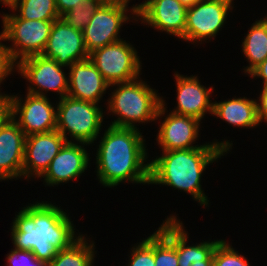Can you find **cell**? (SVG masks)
I'll list each match as a JSON object with an SVG mask.
<instances>
[{
	"instance_id": "6da1fadb",
	"label": "cell",
	"mask_w": 267,
	"mask_h": 266,
	"mask_svg": "<svg viewBox=\"0 0 267 266\" xmlns=\"http://www.w3.org/2000/svg\"><path fill=\"white\" fill-rule=\"evenodd\" d=\"M11 230L15 249L31 251L37 260L46 263L80 238L75 236L67 213L44 201L23 207L13 220Z\"/></svg>"
},
{
	"instance_id": "7a4b0ae2",
	"label": "cell",
	"mask_w": 267,
	"mask_h": 266,
	"mask_svg": "<svg viewBox=\"0 0 267 266\" xmlns=\"http://www.w3.org/2000/svg\"><path fill=\"white\" fill-rule=\"evenodd\" d=\"M99 143L96 167L102 185L114 187L125 181L149 184L145 140L137 128L110 125Z\"/></svg>"
},
{
	"instance_id": "3957f363",
	"label": "cell",
	"mask_w": 267,
	"mask_h": 266,
	"mask_svg": "<svg viewBox=\"0 0 267 266\" xmlns=\"http://www.w3.org/2000/svg\"><path fill=\"white\" fill-rule=\"evenodd\" d=\"M227 141L203 144L185 150L163 151L162 156L149 162V184H162L191 194L200 205L208 206L201 188V175L206 167L230 151Z\"/></svg>"
},
{
	"instance_id": "277c9868",
	"label": "cell",
	"mask_w": 267,
	"mask_h": 266,
	"mask_svg": "<svg viewBox=\"0 0 267 266\" xmlns=\"http://www.w3.org/2000/svg\"><path fill=\"white\" fill-rule=\"evenodd\" d=\"M117 85L108 101V112L117 115L110 124L115 127L137 128L135 123L155 121L165 115V102L145 81L133 80Z\"/></svg>"
},
{
	"instance_id": "5b68a950",
	"label": "cell",
	"mask_w": 267,
	"mask_h": 266,
	"mask_svg": "<svg viewBox=\"0 0 267 266\" xmlns=\"http://www.w3.org/2000/svg\"><path fill=\"white\" fill-rule=\"evenodd\" d=\"M56 116V130L60 132L67 142V133L71 138L88 145L94 143L101 130L103 110L98 104L73 99L65 96L59 99ZM67 132V133H66Z\"/></svg>"
},
{
	"instance_id": "8992f818",
	"label": "cell",
	"mask_w": 267,
	"mask_h": 266,
	"mask_svg": "<svg viewBox=\"0 0 267 266\" xmlns=\"http://www.w3.org/2000/svg\"><path fill=\"white\" fill-rule=\"evenodd\" d=\"M2 22L1 36L4 41L13 42L12 47H7L13 59L18 62L43 53L54 21L26 20L7 13L2 15Z\"/></svg>"
},
{
	"instance_id": "52a82bcc",
	"label": "cell",
	"mask_w": 267,
	"mask_h": 266,
	"mask_svg": "<svg viewBox=\"0 0 267 266\" xmlns=\"http://www.w3.org/2000/svg\"><path fill=\"white\" fill-rule=\"evenodd\" d=\"M89 59L111 87L139 79L142 66L139 56L131 43L123 39L94 50Z\"/></svg>"
},
{
	"instance_id": "ba28073f",
	"label": "cell",
	"mask_w": 267,
	"mask_h": 266,
	"mask_svg": "<svg viewBox=\"0 0 267 266\" xmlns=\"http://www.w3.org/2000/svg\"><path fill=\"white\" fill-rule=\"evenodd\" d=\"M62 67L65 66L41 54L18 61L16 69L31 84L27 87V93L46 96V91H55L60 94L59 99H62L68 94V79L65 76L67 74L63 72Z\"/></svg>"
},
{
	"instance_id": "9c48e42d",
	"label": "cell",
	"mask_w": 267,
	"mask_h": 266,
	"mask_svg": "<svg viewBox=\"0 0 267 266\" xmlns=\"http://www.w3.org/2000/svg\"><path fill=\"white\" fill-rule=\"evenodd\" d=\"M233 0H200L187 9L184 40L196 43L214 38L224 26Z\"/></svg>"
},
{
	"instance_id": "30bf717a",
	"label": "cell",
	"mask_w": 267,
	"mask_h": 266,
	"mask_svg": "<svg viewBox=\"0 0 267 266\" xmlns=\"http://www.w3.org/2000/svg\"><path fill=\"white\" fill-rule=\"evenodd\" d=\"M128 4L102 3L84 28L83 38L88 54L121 40L120 29L130 20ZM119 37V38H118Z\"/></svg>"
},
{
	"instance_id": "8fae6325",
	"label": "cell",
	"mask_w": 267,
	"mask_h": 266,
	"mask_svg": "<svg viewBox=\"0 0 267 266\" xmlns=\"http://www.w3.org/2000/svg\"><path fill=\"white\" fill-rule=\"evenodd\" d=\"M21 100L22 98L11 95L12 119L26 136L56 129L57 109L49 98L27 93L25 99Z\"/></svg>"
},
{
	"instance_id": "7c38bea8",
	"label": "cell",
	"mask_w": 267,
	"mask_h": 266,
	"mask_svg": "<svg viewBox=\"0 0 267 266\" xmlns=\"http://www.w3.org/2000/svg\"><path fill=\"white\" fill-rule=\"evenodd\" d=\"M187 9L179 0H147L133 5L130 12L141 23H147L153 29L157 28L183 40Z\"/></svg>"
},
{
	"instance_id": "4fadbf2b",
	"label": "cell",
	"mask_w": 267,
	"mask_h": 266,
	"mask_svg": "<svg viewBox=\"0 0 267 266\" xmlns=\"http://www.w3.org/2000/svg\"><path fill=\"white\" fill-rule=\"evenodd\" d=\"M42 55L65 67L89 58L83 32L69 26L61 17L54 20Z\"/></svg>"
},
{
	"instance_id": "5bb4252c",
	"label": "cell",
	"mask_w": 267,
	"mask_h": 266,
	"mask_svg": "<svg viewBox=\"0 0 267 266\" xmlns=\"http://www.w3.org/2000/svg\"><path fill=\"white\" fill-rule=\"evenodd\" d=\"M66 142L56 129L26 136L22 177H41Z\"/></svg>"
},
{
	"instance_id": "9a60e30c",
	"label": "cell",
	"mask_w": 267,
	"mask_h": 266,
	"mask_svg": "<svg viewBox=\"0 0 267 266\" xmlns=\"http://www.w3.org/2000/svg\"><path fill=\"white\" fill-rule=\"evenodd\" d=\"M68 97L98 104L110 85L88 58L69 67Z\"/></svg>"
},
{
	"instance_id": "2e32d148",
	"label": "cell",
	"mask_w": 267,
	"mask_h": 266,
	"mask_svg": "<svg viewBox=\"0 0 267 266\" xmlns=\"http://www.w3.org/2000/svg\"><path fill=\"white\" fill-rule=\"evenodd\" d=\"M86 143L66 142L53 158L48 169L41 176L46 185L54 186L74 180L87 170L89 155L84 146Z\"/></svg>"
},
{
	"instance_id": "e0dca14e",
	"label": "cell",
	"mask_w": 267,
	"mask_h": 266,
	"mask_svg": "<svg viewBox=\"0 0 267 266\" xmlns=\"http://www.w3.org/2000/svg\"><path fill=\"white\" fill-rule=\"evenodd\" d=\"M177 87V107L171 112L185 115L189 117L202 120L205 113L209 114L213 112V103L210 100L211 91L213 87L209 89L201 85L198 76H184L174 74Z\"/></svg>"
},
{
	"instance_id": "ac0fdd59",
	"label": "cell",
	"mask_w": 267,
	"mask_h": 266,
	"mask_svg": "<svg viewBox=\"0 0 267 266\" xmlns=\"http://www.w3.org/2000/svg\"><path fill=\"white\" fill-rule=\"evenodd\" d=\"M200 122L196 118L171 112L161 123L156 141L162 151L202 147L192 144L199 137Z\"/></svg>"
},
{
	"instance_id": "d6986e66",
	"label": "cell",
	"mask_w": 267,
	"mask_h": 266,
	"mask_svg": "<svg viewBox=\"0 0 267 266\" xmlns=\"http://www.w3.org/2000/svg\"><path fill=\"white\" fill-rule=\"evenodd\" d=\"M25 138L24 131L12 118L0 129V180L22 176Z\"/></svg>"
},
{
	"instance_id": "ffe728a7",
	"label": "cell",
	"mask_w": 267,
	"mask_h": 266,
	"mask_svg": "<svg viewBox=\"0 0 267 266\" xmlns=\"http://www.w3.org/2000/svg\"><path fill=\"white\" fill-rule=\"evenodd\" d=\"M215 115L230 125L254 128L260 124L257 114V101L243 98H232L222 102H213Z\"/></svg>"
},
{
	"instance_id": "44dd1931",
	"label": "cell",
	"mask_w": 267,
	"mask_h": 266,
	"mask_svg": "<svg viewBox=\"0 0 267 266\" xmlns=\"http://www.w3.org/2000/svg\"><path fill=\"white\" fill-rule=\"evenodd\" d=\"M188 233L176 218V251L179 266H213V252L221 240L187 245Z\"/></svg>"
},
{
	"instance_id": "7402d4cb",
	"label": "cell",
	"mask_w": 267,
	"mask_h": 266,
	"mask_svg": "<svg viewBox=\"0 0 267 266\" xmlns=\"http://www.w3.org/2000/svg\"><path fill=\"white\" fill-rule=\"evenodd\" d=\"M169 217L154 232L155 266H179L176 251V216Z\"/></svg>"
},
{
	"instance_id": "603a6c76",
	"label": "cell",
	"mask_w": 267,
	"mask_h": 266,
	"mask_svg": "<svg viewBox=\"0 0 267 266\" xmlns=\"http://www.w3.org/2000/svg\"><path fill=\"white\" fill-rule=\"evenodd\" d=\"M242 52L249 61L244 72L249 74L267 59V17L255 21L242 42Z\"/></svg>"
},
{
	"instance_id": "cb8c5ba5",
	"label": "cell",
	"mask_w": 267,
	"mask_h": 266,
	"mask_svg": "<svg viewBox=\"0 0 267 266\" xmlns=\"http://www.w3.org/2000/svg\"><path fill=\"white\" fill-rule=\"evenodd\" d=\"M91 243L89 245L84 235H80L70 247L60 250L47 266H93L96 251Z\"/></svg>"
},
{
	"instance_id": "d4e9b609",
	"label": "cell",
	"mask_w": 267,
	"mask_h": 266,
	"mask_svg": "<svg viewBox=\"0 0 267 266\" xmlns=\"http://www.w3.org/2000/svg\"><path fill=\"white\" fill-rule=\"evenodd\" d=\"M11 10L26 20L54 21L60 18L55 0H18Z\"/></svg>"
},
{
	"instance_id": "484cf974",
	"label": "cell",
	"mask_w": 267,
	"mask_h": 266,
	"mask_svg": "<svg viewBox=\"0 0 267 266\" xmlns=\"http://www.w3.org/2000/svg\"><path fill=\"white\" fill-rule=\"evenodd\" d=\"M101 4L100 0H83L78 6L63 14L61 18L69 26L83 32Z\"/></svg>"
},
{
	"instance_id": "4316f807",
	"label": "cell",
	"mask_w": 267,
	"mask_h": 266,
	"mask_svg": "<svg viewBox=\"0 0 267 266\" xmlns=\"http://www.w3.org/2000/svg\"><path fill=\"white\" fill-rule=\"evenodd\" d=\"M213 266H250L248 260L225 240H221L213 252Z\"/></svg>"
},
{
	"instance_id": "83f0119b",
	"label": "cell",
	"mask_w": 267,
	"mask_h": 266,
	"mask_svg": "<svg viewBox=\"0 0 267 266\" xmlns=\"http://www.w3.org/2000/svg\"><path fill=\"white\" fill-rule=\"evenodd\" d=\"M132 254L128 266H155L154 233L131 249Z\"/></svg>"
},
{
	"instance_id": "f1b7e54d",
	"label": "cell",
	"mask_w": 267,
	"mask_h": 266,
	"mask_svg": "<svg viewBox=\"0 0 267 266\" xmlns=\"http://www.w3.org/2000/svg\"><path fill=\"white\" fill-rule=\"evenodd\" d=\"M1 40L4 41L0 34V84L12 73L15 69L14 66L17 67V62L13 59L11 51L5 44H2Z\"/></svg>"
},
{
	"instance_id": "f546056e",
	"label": "cell",
	"mask_w": 267,
	"mask_h": 266,
	"mask_svg": "<svg viewBox=\"0 0 267 266\" xmlns=\"http://www.w3.org/2000/svg\"><path fill=\"white\" fill-rule=\"evenodd\" d=\"M8 266H30L36 260L31 251L13 249L7 255Z\"/></svg>"
},
{
	"instance_id": "4dcf8cb0",
	"label": "cell",
	"mask_w": 267,
	"mask_h": 266,
	"mask_svg": "<svg viewBox=\"0 0 267 266\" xmlns=\"http://www.w3.org/2000/svg\"><path fill=\"white\" fill-rule=\"evenodd\" d=\"M12 118L11 95L0 93V129Z\"/></svg>"
},
{
	"instance_id": "1f68e13d",
	"label": "cell",
	"mask_w": 267,
	"mask_h": 266,
	"mask_svg": "<svg viewBox=\"0 0 267 266\" xmlns=\"http://www.w3.org/2000/svg\"><path fill=\"white\" fill-rule=\"evenodd\" d=\"M262 92L260 93V97L257 102V114L258 120L262 123V120L267 122V87H262Z\"/></svg>"
},
{
	"instance_id": "d6a6232c",
	"label": "cell",
	"mask_w": 267,
	"mask_h": 266,
	"mask_svg": "<svg viewBox=\"0 0 267 266\" xmlns=\"http://www.w3.org/2000/svg\"><path fill=\"white\" fill-rule=\"evenodd\" d=\"M83 0H55L56 8L61 17L73 7L78 6Z\"/></svg>"
},
{
	"instance_id": "836d02e7",
	"label": "cell",
	"mask_w": 267,
	"mask_h": 266,
	"mask_svg": "<svg viewBox=\"0 0 267 266\" xmlns=\"http://www.w3.org/2000/svg\"><path fill=\"white\" fill-rule=\"evenodd\" d=\"M250 77H260L263 80V87H267V59L255 67L250 73Z\"/></svg>"
},
{
	"instance_id": "e575fe53",
	"label": "cell",
	"mask_w": 267,
	"mask_h": 266,
	"mask_svg": "<svg viewBox=\"0 0 267 266\" xmlns=\"http://www.w3.org/2000/svg\"><path fill=\"white\" fill-rule=\"evenodd\" d=\"M182 5L185 7L189 8L192 5H194L196 2H199L200 0H179Z\"/></svg>"
},
{
	"instance_id": "d590c367",
	"label": "cell",
	"mask_w": 267,
	"mask_h": 266,
	"mask_svg": "<svg viewBox=\"0 0 267 266\" xmlns=\"http://www.w3.org/2000/svg\"><path fill=\"white\" fill-rule=\"evenodd\" d=\"M18 0H0V2L3 3V5H6L8 7H12Z\"/></svg>"
},
{
	"instance_id": "8d00e7d4",
	"label": "cell",
	"mask_w": 267,
	"mask_h": 266,
	"mask_svg": "<svg viewBox=\"0 0 267 266\" xmlns=\"http://www.w3.org/2000/svg\"><path fill=\"white\" fill-rule=\"evenodd\" d=\"M102 3L125 4V0H100Z\"/></svg>"
},
{
	"instance_id": "74e56055",
	"label": "cell",
	"mask_w": 267,
	"mask_h": 266,
	"mask_svg": "<svg viewBox=\"0 0 267 266\" xmlns=\"http://www.w3.org/2000/svg\"><path fill=\"white\" fill-rule=\"evenodd\" d=\"M30 266H47V263L36 259Z\"/></svg>"
},
{
	"instance_id": "f35d334b",
	"label": "cell",
	"mask_w": 267,
	"mask_h": 266,
	"mask_svg": "<svg viewBox=\"0 0 267 266\" xmlns=\"http://www.w3.org/2000/svg\"><path fill=\"white\" fill-rule=\"evenodd\" d=\"M129 1H130V0H125V4H128V3H130Z\"/></svg>"
}]
</instances>
